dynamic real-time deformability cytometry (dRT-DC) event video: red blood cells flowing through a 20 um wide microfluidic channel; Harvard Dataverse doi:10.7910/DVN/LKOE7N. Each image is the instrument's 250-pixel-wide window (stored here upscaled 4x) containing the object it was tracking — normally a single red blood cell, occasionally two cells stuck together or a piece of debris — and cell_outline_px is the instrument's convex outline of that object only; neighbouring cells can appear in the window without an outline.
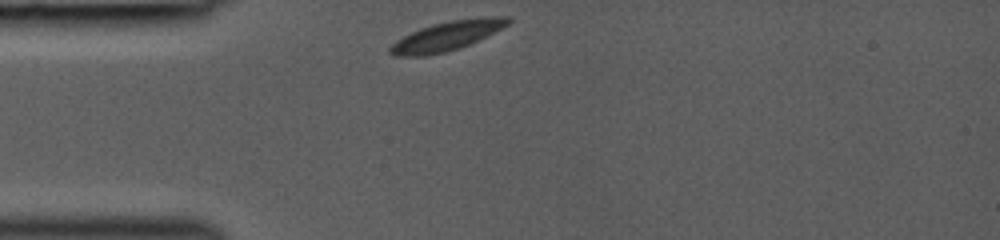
{"species": "common noctule bat (a hibernating species)", "species_latin": "Nyctalus noctula", "temperature_condition": "room temperature", "stored_images_in_passage": 28, "camera_frame_rate_fps": 3000, "um_per_image_px": 0.085, "animal": {"sex": "female", "body_mass_g": 19.0, "forearm_length_mm": 53.3}, "frame": {"image": 1, "passage_image": 1, "time_ms": 0.0, "image_size_px": [1000, 240], "cell_outline_px": [[512, 20], [508, 24], [460, 48], [444, 52], [424, 56], [396, 56], [388, 52], [388, 48], [396, 40], [420, 28], [432, 24], [452, 20], [488, 16], [508, 16]], "centroid_in_image_um": [37.94, 3.05], "position_along_channel_um": 47.1, "area_um2": 19.77}}
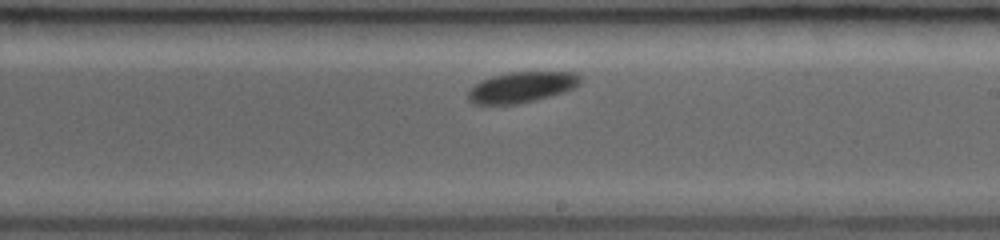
{"frame": {"image": 2, "passage_image": 16, "time_ms": 5.0, "image_size_px": [1000, 240], "cell_outline_px": [[584, 80], [576, 88], [564, 92], [536, 100], [516, 104], [472, 104], [468, 100], [468, 92], [476, 84], [492, 76], [508, 72], [576, 72]], "centroid_in_image_um": [44.4, 7.41], "position_along_channel_um": 244.6, "area_um2": 20.17}}
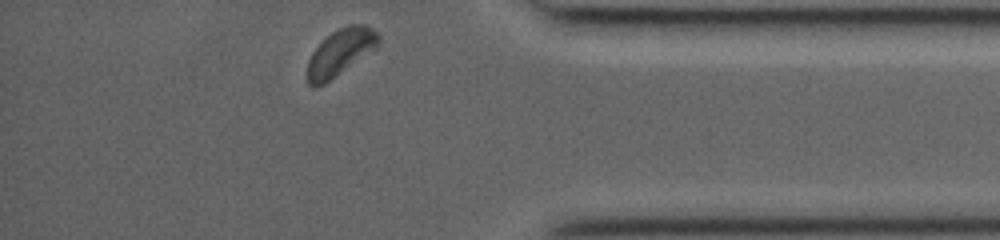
{"frame": {"image": 3, "passage_image": 28, "time_ms": 9.0, "image_size_px": [1000, 240], "cell_outline_px": [[380, 44], [376, 48], [324, 84], [316, 88], [312, 88], [308, 84], [308, 60], [312, 52], [332, 32], [348, 24], [364, 24], [372, 28], [380, 36]], "centroid_in_image_um": [28.94, 4.45], "position_along_channel_um": 406.3, "area_um2": 19.07}}